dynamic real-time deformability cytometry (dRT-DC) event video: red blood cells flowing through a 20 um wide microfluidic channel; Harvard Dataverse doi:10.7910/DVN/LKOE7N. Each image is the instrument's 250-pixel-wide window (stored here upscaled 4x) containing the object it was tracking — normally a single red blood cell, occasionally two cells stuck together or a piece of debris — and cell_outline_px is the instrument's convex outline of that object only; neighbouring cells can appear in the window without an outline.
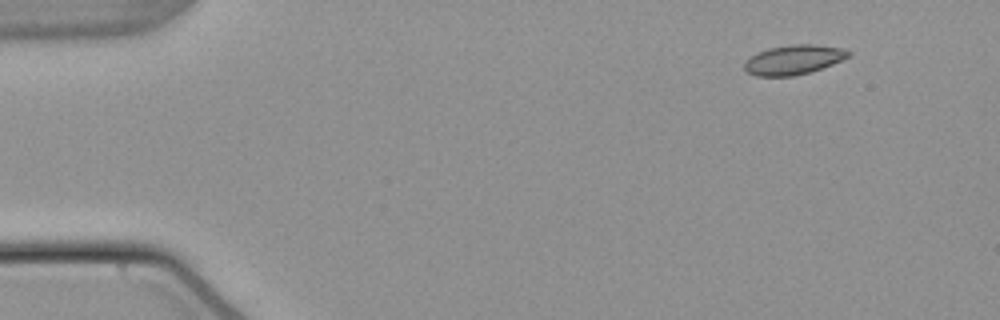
{"species": "common noctule bat (a hibernating species)", "species_latin": "Nyctalus noctula", "temperature_condition": "warm", "stored_images_in_passage": 50, "camera_frame_rate_fps": 3000, "um_per_image_px": 0.085, "animal": {"sex": "male", "body_mass_g": 21.5, "forearm_length_mm": 52.0}, "frame": {"image": 1, "passage_image": 1, "time_ms": 0.0, "image_size_px": [1000, 320], "cell_outline_px": [[852, 52], [848, 56], [832, 64], [808, 72], [792, 76], [756, 76], [748, 72], [744, 68], [744, 60], [756, 52], [768, 48], [792, 44], [816, 44], [844, 48]], "centroid_in_image_um": [67.42, 5.06], "position_along_channel_um": 17.6, "area_um2": 17.92}}
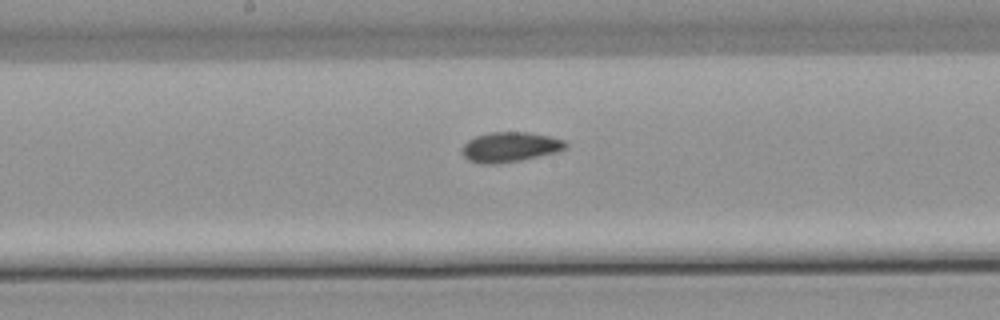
{"frame": {"image": 2, "passage_image": 24, "time_ms": 7.667, "image_size_px": [1000, 320], "cell_outline_px": [[568, 148], [556, 152], [520, 160], [496, 164], [480, 164], [468, 160], [464, 156], [460, 148], [468, 140], [476, 136], [492, 132], [528, 132], [548, 136], [564, 140], [568, 144]], "centroid_in_image_um": [43.33, 12.5], "position_along_channel_um": 204.9, "area_um2": 18.09}}
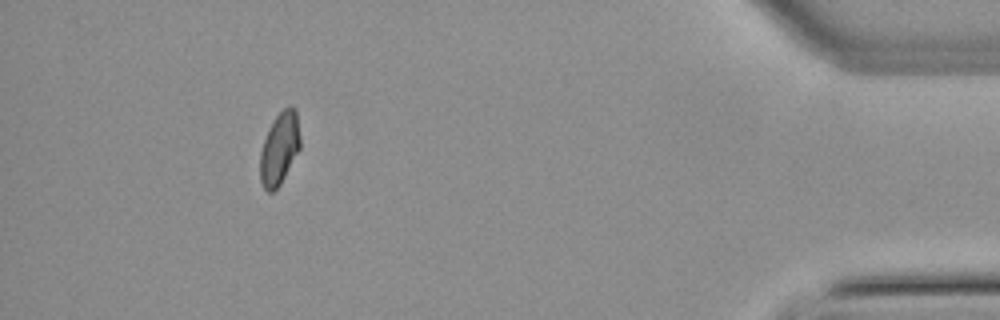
{"frame": {"image": 3, "passage_image": 45, "time_ms": 14.667, "image_size_px": [1000, 320], "cell_outline_px": [[300, 148], [280, 184], [272, 192], [268, 192], [264, 188], [260, 180], [260, 152], [264, 140], [276, 116], [288, 104], [296, 108], [300, 136]], "centroid_in_image_um": [23.77, 12.61], "position_along_channel_um": 411.4, "area_um2": 16.7}, "authors_computed_cell_mechanics": {"area_um2": 17.629, "velocity_mm_per_s": 3.8061, "shape_relaxation_time_tau1_ms": null, "shape_relaxation_time_tau2_ms": 3.5161, "deformation_change_tau1": null, "deformation_change_tau2": 0.0566}}